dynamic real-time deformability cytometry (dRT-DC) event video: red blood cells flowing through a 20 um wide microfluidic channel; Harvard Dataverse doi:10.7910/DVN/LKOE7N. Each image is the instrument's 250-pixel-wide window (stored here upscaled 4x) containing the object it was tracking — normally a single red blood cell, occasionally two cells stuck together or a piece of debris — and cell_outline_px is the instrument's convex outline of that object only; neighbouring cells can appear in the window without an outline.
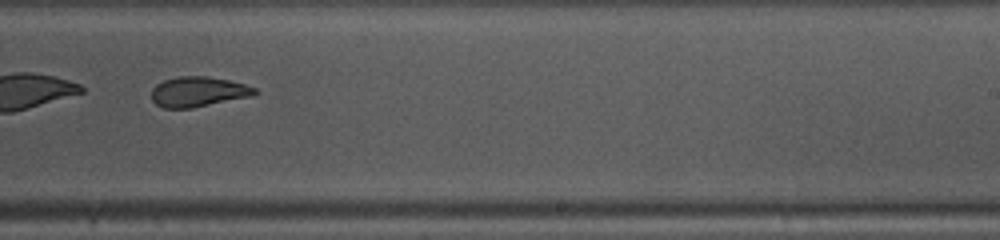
{"species": "common noctule bat (a hibernating species)", "species_latin": "Nyctalus noctula", "temperature_condition": "warm", "stored_images_in_passage": 42, "camera_frame_rate_fps": 3000, "um_per_image_px": 0.085, "animal": {"sex": "female", "body_mass_g": 10.0, "forearm_length_mm": 53.1}, "frame": {"image": 1, "passage_image": 24, "time_ms": 7.667, "image_size_px": [1000, 240], "cell_outline_px": [[260, 92], [252, 96], [192, 108], [164, 108], [156, 104], [152, 100], [152, 88], [156, 84], [164, 80], [180, 76], [208, 76], [228, 80], [244, 84], [256, 88]], "centroid_in_image_um": [16.86, 7.8], "position_along_channel_um": 272.1, "area_um2": 18.15}, "authors_computed_cell_mechanics": {"area_um2": 19.941, "velocity_mm_per_s": 4.1335, "shape_relaxation_time_tau1_ms": null, "shape_relaxation_time_tau2_ms": 2.2499, "deformation_change_tau1": null, "deformation_change_tau2": 0.0922}}